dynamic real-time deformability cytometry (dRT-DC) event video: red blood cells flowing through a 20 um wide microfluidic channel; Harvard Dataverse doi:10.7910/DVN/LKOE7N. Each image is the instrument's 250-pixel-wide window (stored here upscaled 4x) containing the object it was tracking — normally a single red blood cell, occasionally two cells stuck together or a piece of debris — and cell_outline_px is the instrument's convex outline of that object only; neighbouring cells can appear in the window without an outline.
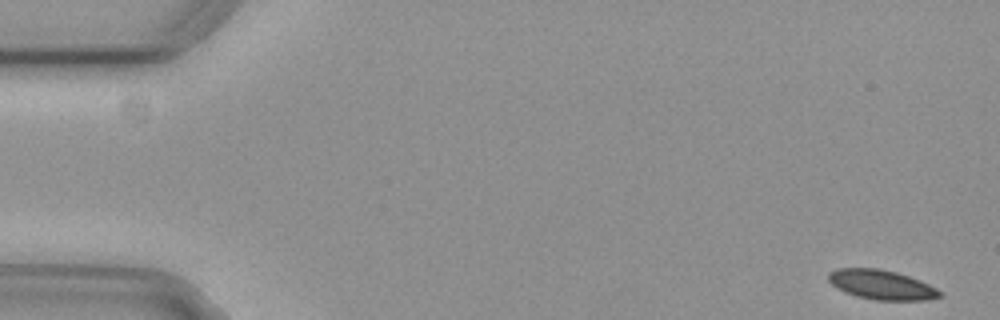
{"species": "common noctule bat (a hibernating species)", "species_latin": "Nyctalus noctula", "temperature_condition": "cold", "stored_images_in_passage": 55, "camera_frame_rate_fps": 3000, "um_per_image_px": 0.085, "animal": {"sex": "female", "body_mass_g": 29.2, "forearm_length_mm": 56.3}, "frame": {"image": 1, "passage_image": 1, "time_ms": 0.0, "image_size_px": [1000, 320], "cell_outline_px": [[944, 296], [928, 300], [876, 300], [856, 296], [844, 292], [836, 288], [828, 280], [828, 272], [836, 268], [880, 268], [896, 272], [920, 280], [944, 292]], "centroid_in_image_um": [74.94, 24.2], "position_along_channel_um": 10.1, "area_um2": 19.42}}
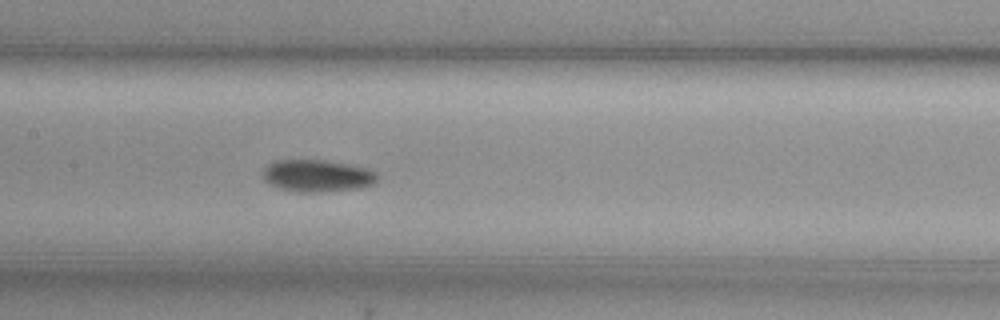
{"frame": {"image": 2, "passage_image": 26, "time_ms": 8.333, "image_size_px": [1000, 320], "cell_outline_px": [[380, 176], [372, 184], [360, 188], [320, 192], [300, 192], [280, 188], [264, 180], [264, 168], [268, 164], [276, 160], [324, 160], [352, 164], [376, 172]], "centroid_in_image_um": [27.0, 14.93], "position_along_channel_um": 180.4, "area_um2": 21.33}}
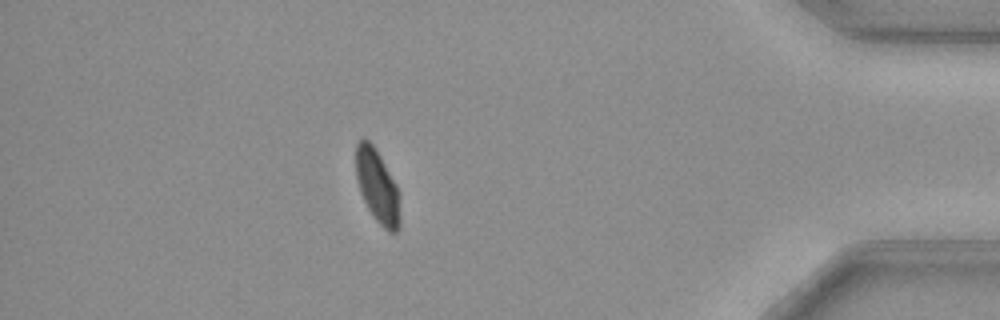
{"frame": {"image": 3, "passage_image": 48, "time_ms": 15.667, "image_size_px": [1000, 320], "cell_outline_px": [[400, 228], [396, 232], [388, 232], [372, 216], [360, 192], [356, 176], [356, 144], [360, 140], [368, 140], [372, 144], [380, 156], [396, 184], [400, 192]], "centroid_in_image_um": [32.1, 15.89], "position_along_channel_um": 403.1, "area_um2": 18.9}, "authors_computed_cell_mechanics": {"area_um2": 20.3456, "velocity_mm_per_s": 3.6908, "shape_relaxation_time_tau1_ms": 3.5888, "shape_relaxation_time_tau2_ms": null, "deformation_change_tau1": 0.0829, "deformation_change_tau2": null}}